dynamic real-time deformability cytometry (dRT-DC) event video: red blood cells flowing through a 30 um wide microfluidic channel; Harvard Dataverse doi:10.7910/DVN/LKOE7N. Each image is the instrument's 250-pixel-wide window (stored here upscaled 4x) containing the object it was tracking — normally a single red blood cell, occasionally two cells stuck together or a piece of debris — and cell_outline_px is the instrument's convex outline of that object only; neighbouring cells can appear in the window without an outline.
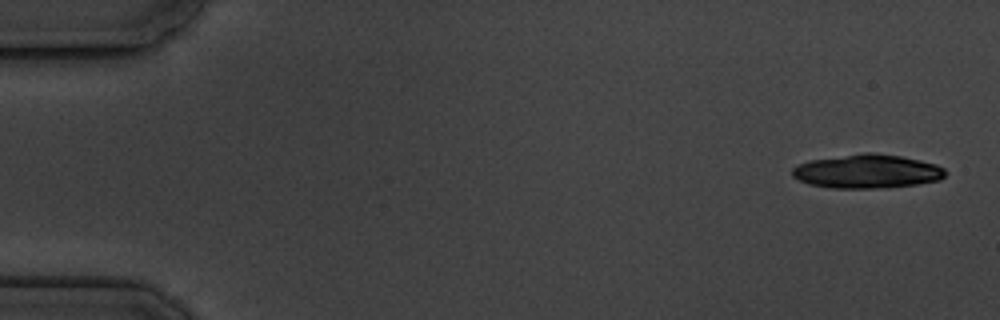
{"species": "common noctule bat (a hibernating species)", "species_latin": "Nyctalus noctula", "temperature_condition": "cold", "stored_images_in_passage": 4, "camera_frame_rate_fps": 3000, "um_per_image_px": 0.085, "animal": {"sex": "male", "body_mass_g": 19.5, "forearm_length_mm": 54.6}, "frame": {"image": 1, "passage_image": 1, "time_ms": 0.0, "image_size_px": [1000, 320], "cell_outline_px": [[948, 172], [940, 180], [916, 184], [888, 188], [832, 188], [808, 184], [792, 176], [792, 168], [800, 164], [812, 160], [864, 152], [872, 152], [900, 156], [920, 160], [936, 164], [944, 168]], "centroid_in_image_um": [73.74, 14.57], "position_along_channel_um": 11.3, "area_um2": 30.23}}